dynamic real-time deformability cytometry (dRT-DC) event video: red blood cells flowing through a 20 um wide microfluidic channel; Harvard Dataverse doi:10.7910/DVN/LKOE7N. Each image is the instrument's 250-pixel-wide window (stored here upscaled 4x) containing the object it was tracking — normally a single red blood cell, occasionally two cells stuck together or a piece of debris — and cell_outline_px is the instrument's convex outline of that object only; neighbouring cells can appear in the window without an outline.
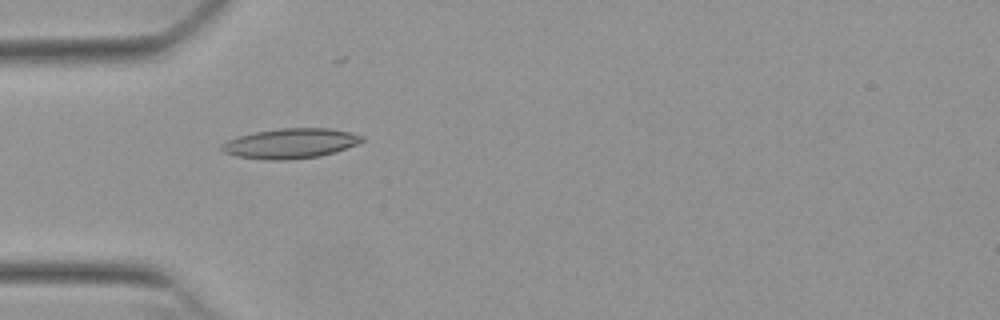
{"species": "Egyptian fruit bat (a non-hibernating species)", "species_latin": "Rousettus aegyptiacus", "temperature_condition": "warm", "stored_images_in_passage": 34, "camera_frame_rate_fps": 3000, "um_per_image_px": 0.085, "animal": {"sex": "female"}, "frame": {"image": 1, "passage_image": 7, "time_ms": 2.0, "image_size_px": [1000, 320], "cell_outline_px": [[364, 140], [356, 144], [336, 152], [320, 156], [288, 160], [268, 160], [236, 156], [224, 152], [220, 148], [220, 144], [228, 140], [240, 136], [256, 132], [280, 128], [332, 128], [364, 136]], "centroid_in_image_um": [24.69, 12.19], "position_along_channel_um": 60.3, "area_um2": 24.45}}
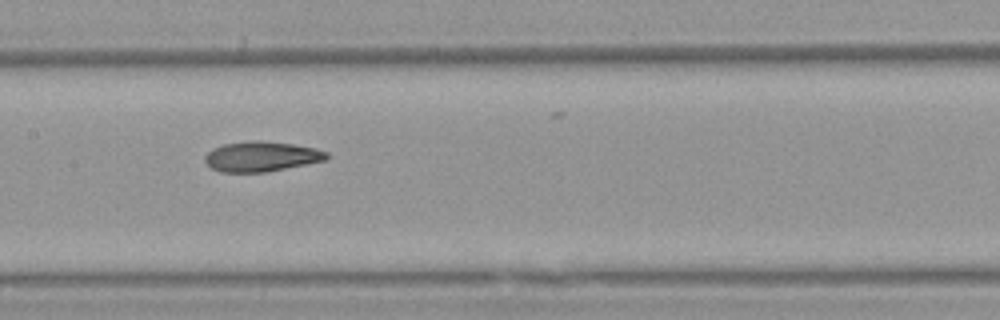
{"frame": {"image": 2, "passage_image": 17, "time_ms": 5.333, "image_size_px": [1000, 320], "cell_outline_px": [[328, 160], [268, 172], [220, 172], [212, 168], [204, 160], [204, 156], [212, 148], [224, 144], [252, 140], [260, 140], [292, 144], [316, 148], [328, 152]], "centroid_in_image_um": [22.24, 13.3], "position_along_channel_um": 185.2, "area_um2": 21.5}}
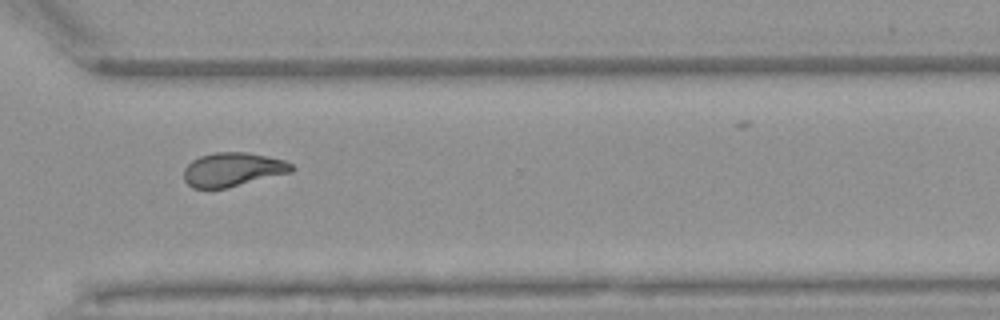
{"frame": {"image": 3, "passage_image": 30, "time_ms": 9.667, "image_size_px": [1000, 320], "cell_outline_px": [[296, 168], [292, 172], [228, 188], [192, 188], [184, 180], [184, 168], [192, 160], [200, 156], [216, 152], [248, 152], [268, 156], [284, 160], [292, 164]], "centroid_in_image_um": [19.8, 14.41], "position_along_channel_um": 350.8, "area_um2": 21.44}}